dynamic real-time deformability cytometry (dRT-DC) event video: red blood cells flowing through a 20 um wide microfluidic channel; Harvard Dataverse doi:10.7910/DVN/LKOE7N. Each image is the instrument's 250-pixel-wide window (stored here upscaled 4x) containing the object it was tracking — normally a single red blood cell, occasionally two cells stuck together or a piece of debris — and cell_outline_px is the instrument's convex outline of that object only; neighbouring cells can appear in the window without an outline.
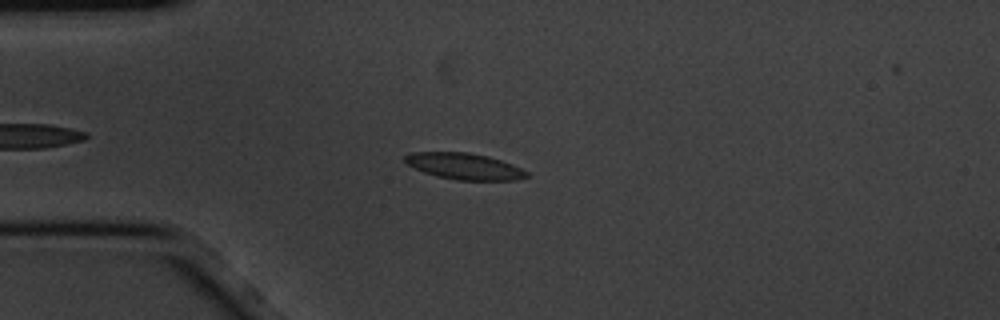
{"species": "common noctule bat (a hibernating species)", "species_latin": "Nyctalus noctula", "temperature_condition": "cold", "stored_images_in_passage": 9, "camera_frame_rate_fps": 3000, "um_per_image_px": 0.085, "animal": {"sex": "male", "body_mass_g": 20.1, "forearm_length_mm": 53.5}, "frame": {"image": 1, "passage_image": 2, "time_ms": 0.333, "image_size_px": [1000, 320], "cell_outline_px": [[532, 176], [516, 180], [456, 180], [436, 176], [424, 172], [408, 164], [404, 160], [404, 156], [408, 152], [468, 152], [488, 156], [512, 164], [528, 172]], "centroid_in_image_um": [39.49, 14.13], "position_along_channel_um": 45.5, "area_um2": 18.73}}
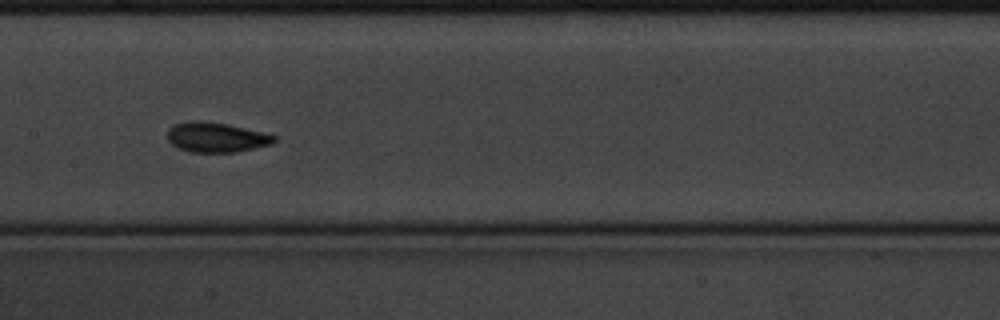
{"frame": {"image": 2, "passage_image": 6, "time_ms": 1.667, "image_size_px": [1000, 320], "cell_outline_px": [[276, 140], [272, 144], [236, 152], [188, 152], [172, 144], [168, 140], [168, 128], [172, 124], [188, 120], [200, 120], [228, 124], [276, 136]], "centroid_in_image_um": [18.33, 11.66], "position_along_channel_um": 189.1, "area_um2": 18.61}}
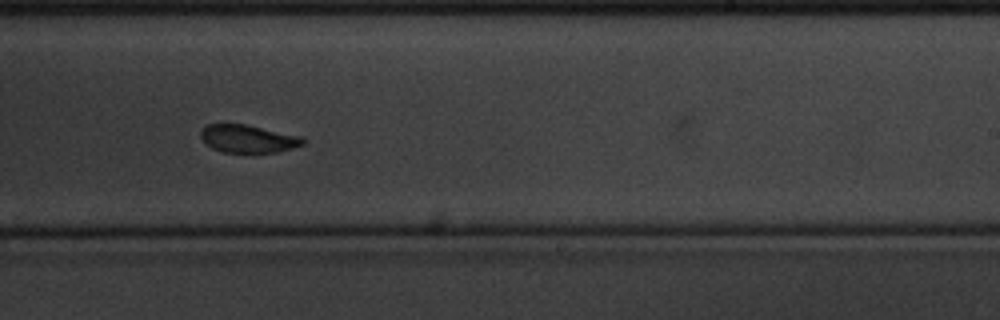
{"frame": {"image": 3, "passage_image": 8, "time_ms": 2.333, "image_size_px": [1000, 320], "cell_outline_px": [[304, 144], [292, 148], [276, 152], [252, 156], [224, 152], [212, 148], [200, 136], [200, 132], [208, 124], [248, 124], [304, 136]], "centroid_in_image_um": [21.15, 11.83], "position_along_channel_um": 267.9, "area_um2": 17.34}}